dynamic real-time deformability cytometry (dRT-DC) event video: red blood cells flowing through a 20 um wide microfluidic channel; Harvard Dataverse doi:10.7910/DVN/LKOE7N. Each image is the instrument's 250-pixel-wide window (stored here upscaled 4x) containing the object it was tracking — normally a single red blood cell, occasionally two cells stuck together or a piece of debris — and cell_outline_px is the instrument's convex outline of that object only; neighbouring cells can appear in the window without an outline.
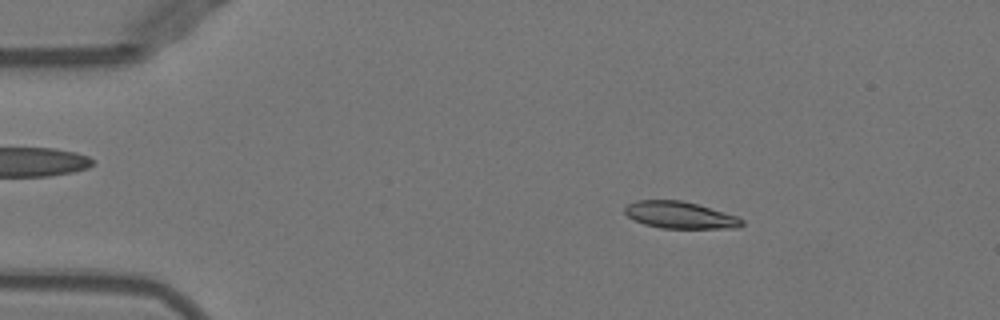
{"species": "Egyptian fruit bat (a non-hibernating species)", "species_latin": "Rousettus aegyptiacus", "temperature_condition": "warm", "stored_images_in_passage": 50, "camera_frame_rate_fps": 3000, "um_per_image_px": 0.085, "animal": {"sex": "female"}, "frame": {"image": 1, "passage_image": 8, "time_ms": 2.333, "image_size_px": [1000, 320], "cell_outline_px": [[744, 224], [740, 228], [660, 228], [644, 224], [628, 216], [624, 212], [624, 208], [628, 204], [636, 200], [680, 200], [696, 204], [736, 216], [744, 220]], "centroid_in_image_um": [57.79, 18.28], "position_along_channel_um": 27.2, "area_um2": 18.21}}
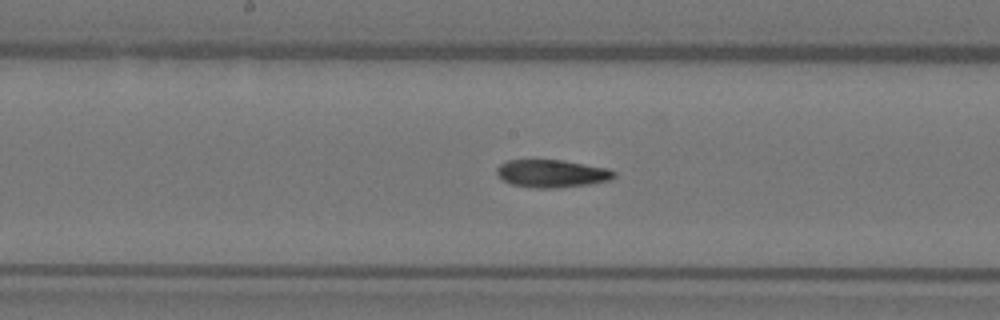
{"frame": {"image": 2, "passage_image": 26, "time_ms": 8.333, "image_size_px": [1000, 320], "cell_outline_px": [[616, 176], [608, 180], [588, 184], [556, 188], [536, 188], [512, 184], [504, 180], [496, 172], [496, 168], [500, 164], [508, 160], [564, 160], [608, 168], [616, 172]], "centroid_in_image_um": [46.92, 14.74], "position_along_channel_um": 201.3, "area_um2": 18.84}}
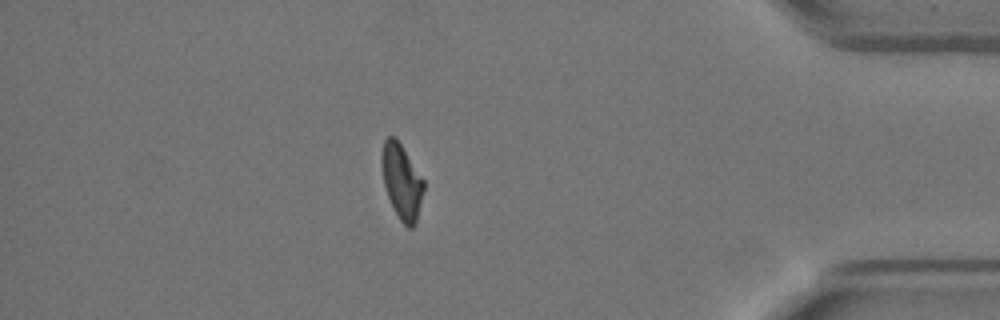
{"frame": {"image": 3, "passage_image": 44, "time_ms": 14.333, "image_size_px": [1000, 320], "cell_outline_px": [[424, 188], [416, 224], [412, 228], [408, 228], [400, 220], [392, 208], [384, 184], [380, 164], [380, 156], [384, 140], [388, 136], [392, 136], [400, 144], [424, 180]], "centroid_in_image_um": [34.12, 15.46], "position_along_channel_um": 401.1, "area_um2": 18.32}, "authors_computed_cell_mechanics": {"area_um2": 18.9584, "velocity_mm_per_s": 3.972, "shape_relaxation_time_tau1_ms": null, "shape_relaxation_time_tau2_ms": 4.5766, "deformation_change_tau1": null, "deformation_change_tau2": 0.1184}}